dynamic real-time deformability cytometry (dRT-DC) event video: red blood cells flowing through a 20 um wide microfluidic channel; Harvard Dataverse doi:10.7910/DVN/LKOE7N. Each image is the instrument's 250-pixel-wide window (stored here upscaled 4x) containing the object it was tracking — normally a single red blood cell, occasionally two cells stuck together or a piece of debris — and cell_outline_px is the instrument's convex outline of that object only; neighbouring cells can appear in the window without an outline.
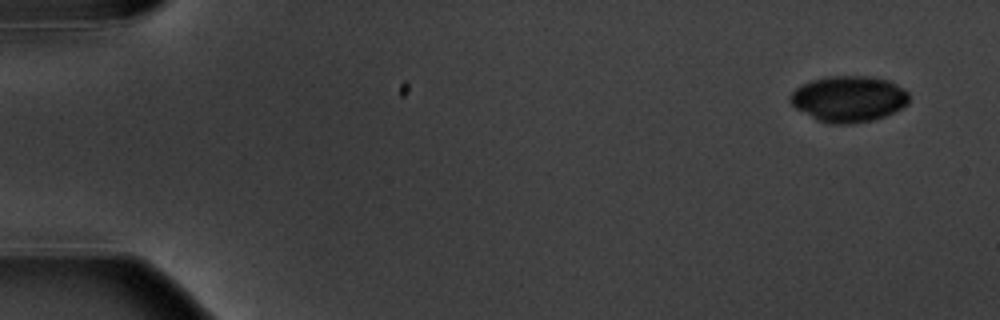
{"species": "common noctule bat (a hibernating species)", "species_latin": "Nyctalus noctula", "temperature_condition": "warm", "stored_images_in_passage": 5, "camera_frame_rate_fps": 3000, "um_per_image_px": 0.085, "animal": {"sex": "male", "body_mass_g": 20.1, "forearm_length_mm": 53.5}, "frame": {"image": 1, "passage_image": 1, "time_ms": 0.0, "image_size_px": [1000, 320], "cell_outline_px": [[908, 104], [884, 116], [872, 120], [852, 124], [828, 124], [816, 120], [796, 108], [788, 100], [788, 96], [796, 88], [812, 80], [828, 76], [868, 76], [888, 80], [904, 88], [908, 92]], "centroid_in_image_um": [72.12, 8.41], "position_along_channel_um": 12.9, "area_um2": 31.91}}